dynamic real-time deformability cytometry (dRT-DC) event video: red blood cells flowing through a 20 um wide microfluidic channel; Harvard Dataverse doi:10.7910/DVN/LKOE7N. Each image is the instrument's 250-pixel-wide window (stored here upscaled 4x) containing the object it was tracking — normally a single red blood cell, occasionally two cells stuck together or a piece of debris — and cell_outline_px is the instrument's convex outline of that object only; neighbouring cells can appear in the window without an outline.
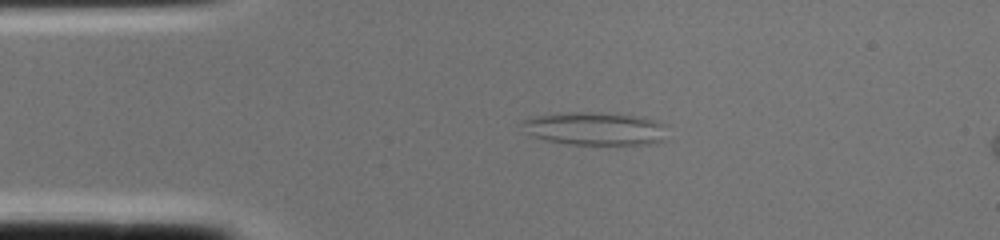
{"species": "common noctule bat (a hibernating species)", "species_latin": "Nyctalus noctula", "temperature_condition": "cold", "stored_images_in_passage": 2, "camera_frame_rate_fps": 3000, "um_per_image_px": 0.085, "animal": {"sex": "female", "body_mass_g": 22.0, "forearm_length_mm": 56.7}, "frame": {"image": 1, "passage_image": 1, "time_ms": 0.0, "image_size_px": [1000, 240], "cell_outline_px": [[664, 140], [652, 144], [568, 144], [544, 140], [532, 136], [524, 132], [516, 124], [520, 120], [536, 116], [572, 112], [592, 112], [644, 116], [656, 120], [664, 124]], "centroid_in_image_um": [50.5, 10.93], "position_along_channel_um": 34.5, "area_um2": 28.32}}